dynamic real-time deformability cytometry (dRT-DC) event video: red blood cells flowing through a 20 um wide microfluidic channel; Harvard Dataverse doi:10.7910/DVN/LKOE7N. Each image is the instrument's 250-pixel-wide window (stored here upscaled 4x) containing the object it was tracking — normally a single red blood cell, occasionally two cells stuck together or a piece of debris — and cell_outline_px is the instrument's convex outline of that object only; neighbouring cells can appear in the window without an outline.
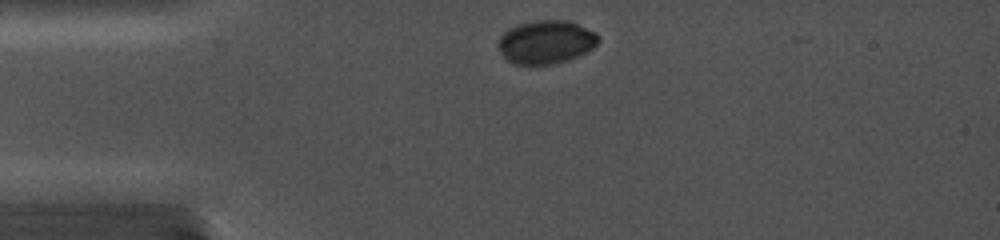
{"species": "common noctule bat (a hibernating species)", "species_latin": "Nyctalus noctula", "temperature_condition": "cold", "stored_images_in_passage": 2, "camera_frame_rate_fps": 5000, "um_per_image_px": 0.085, "animal": {"sex": "female", "body_mass_g": 19.0, "forearm_length_mm": 56.7}, "frame": {"image": 1, "passage_image": 1, "time_ms": 0.0, "image_size_px": [1000, 240], "cell_outline_px": [[596, 44], [592, 48], [584, 52], [560, 60], [544, 64], [520, 64], [508, 60], [500, 52], [496, 44], [496, 40], [508, 28], [520, 24], [536, 20], [568, 20], [596, 32]], "centroid_in_image_um": [46.32, 3.53], "position_along_channel_um": 38.7, "area_um2": 24.57}}